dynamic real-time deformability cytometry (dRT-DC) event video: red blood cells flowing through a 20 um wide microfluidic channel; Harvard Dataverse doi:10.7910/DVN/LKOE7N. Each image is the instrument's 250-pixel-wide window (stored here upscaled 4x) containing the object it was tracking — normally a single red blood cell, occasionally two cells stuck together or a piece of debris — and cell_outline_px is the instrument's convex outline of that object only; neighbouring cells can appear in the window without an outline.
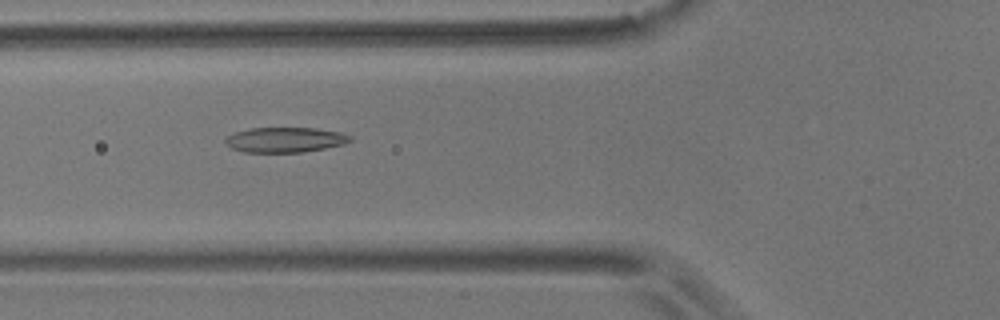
{"species": "common noctule bat (a hibernating species)", "species_latin": "Nyctalus noctula", "temperature_condition": "room temperature", "stored_images_in_passage": 27, "camera_frame_rate_fps": 3000, "um_per_image_px": 0.085, "animal": {"sex": "male", "body_mass_g": 17.9}, "frame": {"image": 1, "passage_image": 3, "time_ms": 0.667, "image_size_px": [1000, 320], "cell_outline_px": [[352, 140], [344, 144], [324, 148], [300, 152], [244, 152], [232, 148], [224, 144], [224, 140], [228, 136], [236, 132], [248, 128], [316, 128], [340, 132], [352, 136]], "centroid_in_image_um": [24.22, 11.88], "position_along_channel_um": 101.6, "area_um2": 18.21}}
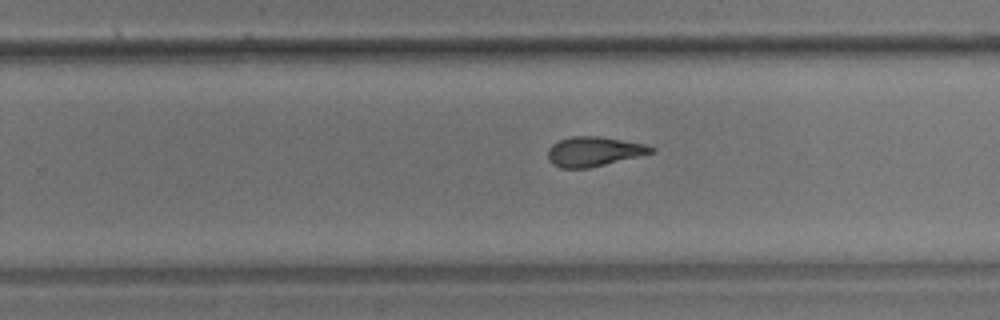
{"frame": {"image": 2, "passage_image": 18, "time_ms": 5.667, "image_size_px": [1000, 320], "cell_outline_px": [[656, 148], [652, 152], [640, 156], [588, 168], [560, 168], [552, 164], [548, 160], [548, 148], [552, 144], [560, 140], [572, 136], [600, 136], [644, 144]], "centroid_in_image_um": [50.44, 12.88], "position_along_channel_um": 279.4, "area_um2": 17.74}}
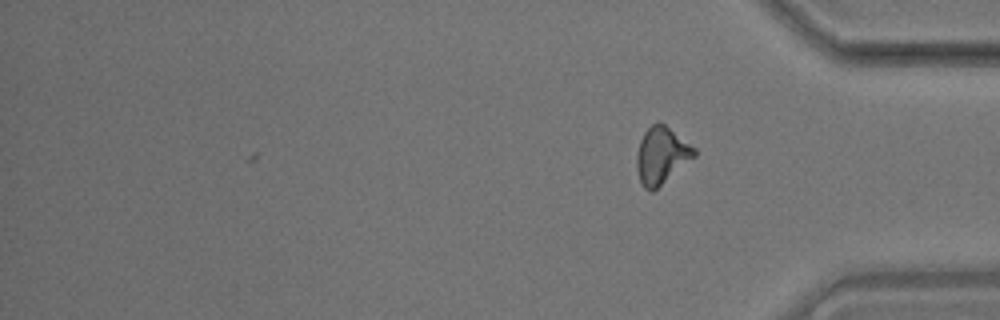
{"frame": {"image": 3, "passage_image": 27, "time_ms": 8.667, "image_size_px": [1000, 320], "cell_outline_px": [[696, 156], [652, 192], [644, 188], [640, 180], [636, 168], [636, 156], [640, 140], [644, 132], [652, 124], [660, 120], [696, 148]], "centroid_in_image_um": [56.22, 13.19], "position_along_channel_um": 379.0, "area_um2": 19.13}}